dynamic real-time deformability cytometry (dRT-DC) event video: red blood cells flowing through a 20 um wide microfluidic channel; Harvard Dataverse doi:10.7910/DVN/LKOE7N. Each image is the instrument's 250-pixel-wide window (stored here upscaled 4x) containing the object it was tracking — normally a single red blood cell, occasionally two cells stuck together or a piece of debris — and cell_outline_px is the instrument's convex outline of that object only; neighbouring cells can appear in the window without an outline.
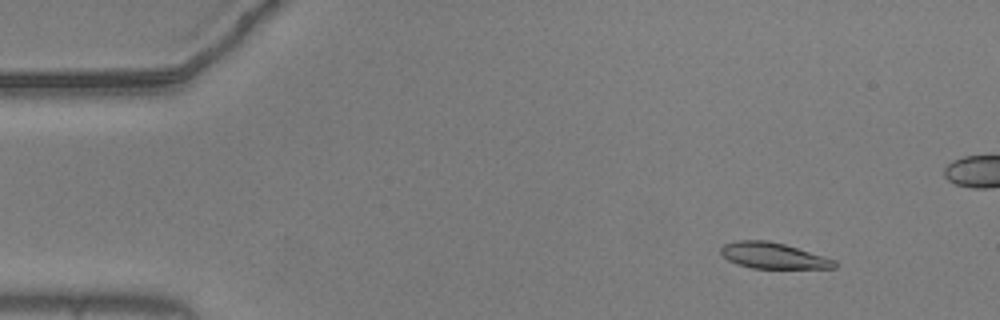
{"species": "common noctule bat (a hibernating species)", "species_latin": "Nyctalus noctula", "temperature_condition": "warm", "stored_images_in_passage": 56, "camera_frame_rate_fps": 3000, "um_per_image_px": 0.085, "animal": {"sex": "male", "body_mass_g": 20.5, "forearm_length_mm": 52.5}, "frame": {"image": 1, "passage_image": 6, "time_ms": 1.667, "image_size_px": [1000, 320], "cell_outline_px": [[836, 268], [752, 268], [736, 264], [728, 260], [720, 252], [720, 248], [724, 244], [736, 240], [768, 240], [784, 244], [824, 256], [836, 260]], "centroid_in_image_um": [65.7, 21.72], "position_along_channel_um": 19.3, "area_um2": 17.17}}
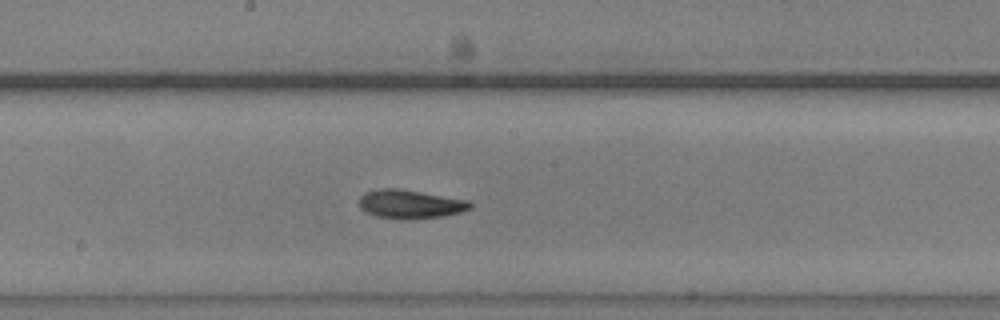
{"frame": {"image": 2, "passage_image": 29, "time_ms": 9.333, "image_size_px": [1000, 320], "cell_outline_px": [[472, 208], [460, 212], [444, 216], [412, 220], [400, 220], [376, 216], [364, 212], [360, 208], [360, 196], [364, 192], [380, 188], [400, 188], [468, 200], [472, 204]], "centroid_in_image_um": [34.85, 17.36], "position_along_channel_um": 213.4, "area_um2": 18.96}}
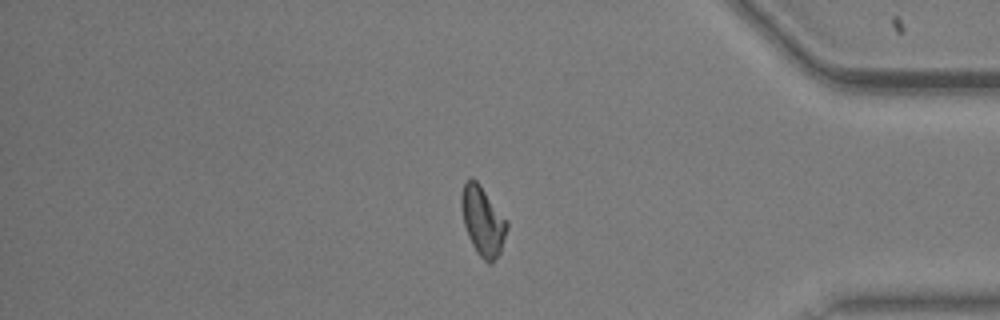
{"frame": {"image": 3, "passage_image": 46, "time_ms": 15.0, "image_size_px": [1000, 320], "cell_outline_px": [[508, 228], [500, 252], [492, 264], [488, 264], [476, 252], [468, 236], [464, 224], [460, 204], [460, 196], [464, 184], [468, 176], [472, 176], [480, 184], [508, 220]], "centroid_in_image_um": [41.03, 18.75], "position_along_channel_um": 394.2, "area_um2": 18.67}, "authors_computed_cell_mechanics": {"area_um2": 17.8024, "velocity_mm_per_s": 3.6851, "shape_relaxation_time_tau1_ms": 6.079, "shape_relaxation_time_tau2_ms": 5.0314, "deformation_change_tau1": 0.1734, "deformation_change_tau2": 0.1222}}